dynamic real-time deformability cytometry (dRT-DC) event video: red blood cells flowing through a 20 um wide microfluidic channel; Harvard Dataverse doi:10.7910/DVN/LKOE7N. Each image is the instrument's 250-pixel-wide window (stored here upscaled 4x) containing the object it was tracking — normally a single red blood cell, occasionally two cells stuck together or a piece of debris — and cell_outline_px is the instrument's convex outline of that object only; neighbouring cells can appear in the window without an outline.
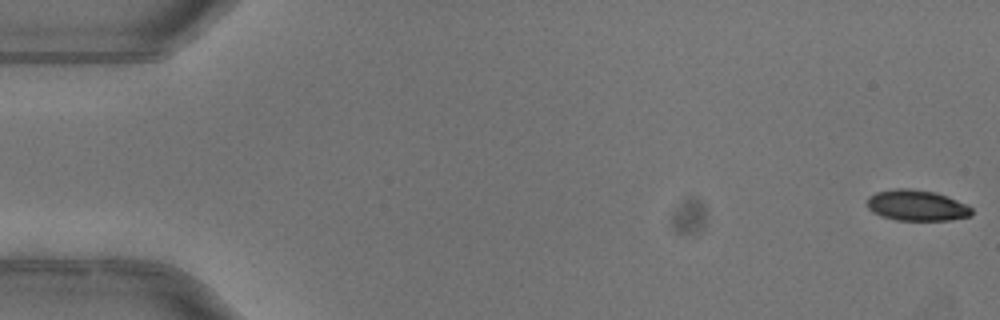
{"species": "common noctule bat (a hibernating species)", "species_latin": "Nyctalus noctula", "temperature_condition": "warm", "stored_images_in_passage": 4, "camera_frame_rate_fps": 3000, "um_per_image_px": 0.085, "animal": {"sex": "female"}, "frame": {"image": 1, "passage_image": 1, "time_ms": 0.0, "image_size_px": [1000, 320], "cell_outline_px": [[972, 216], [948, 220], [896, 220], [880, 216], [872, 212], [868, 208], [868, 196], [876, 192], [896, 188], [908, 188], [936, 192], [948, 196], [972, 208]], "centroid_in_image_um": [77.9, 17.46], "position_along_channel_um": 7.1, "area_um2": 18.84}}
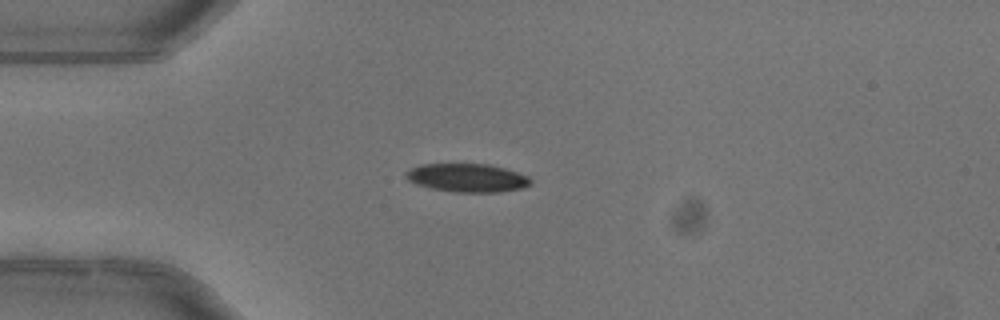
{"frame": {"image": 2, "passage_image": 4, "time_ms": 1.0, "image_size_px": [1000, 320], "cell_outline_px": [[532, 184], [520, 188], [500, 192], [456, 192], [432, 188], [416, 184], [408, 180], [404, 176], [404, 172], [408, 168], [420, 164], [488, 164], [504, 168], [528, 176], [532, 180]], "centroid_in_image_um": [39.67, 15.11], "position_along_channel_um": 45.3, "area_um2": 20.69}}